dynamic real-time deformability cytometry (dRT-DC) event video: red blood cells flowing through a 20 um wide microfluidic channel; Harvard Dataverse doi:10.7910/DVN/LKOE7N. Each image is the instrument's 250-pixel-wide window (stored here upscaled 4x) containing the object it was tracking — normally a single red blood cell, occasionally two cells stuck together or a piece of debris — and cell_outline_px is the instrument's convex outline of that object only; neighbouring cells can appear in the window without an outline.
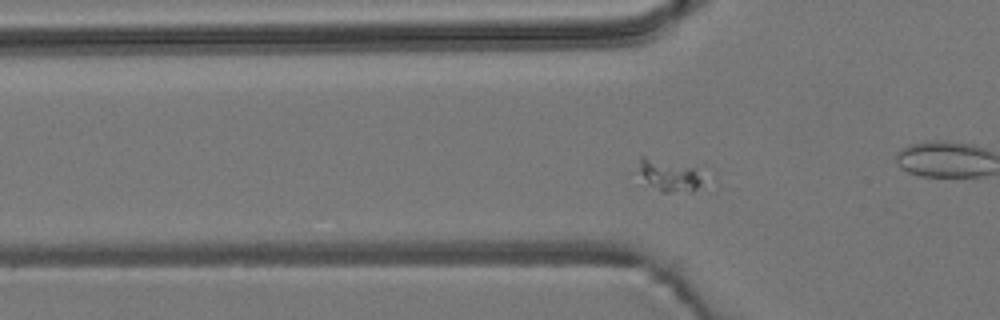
{"species": "common noctule bat (a hibernating species)", "species_latin": "Nyctalus noctula", "temperature_condition": "room temperature", "stored_images_in_passage": 43, "camera_frame_rate_fps": 3000, "um_per_image_px": 0.085, "animal": {"sex": "male", "body_mass_g": 19.2, "forearm_length_mm": 51.8}, "frame": {"image": 1, "passage_image": 5, "time_ms": 1.333, "image_size_px": [1000, 320], "cell_outline_px": [[700, 184], [692, 192], [660, 192], [640, 172], [640, 156], [644, 156], [696, 168], [700, 180]], "centroid_in_image_um": [56.9, 14.91], "position_along_channel_um": 68.9, "area_um2": 11.16}}
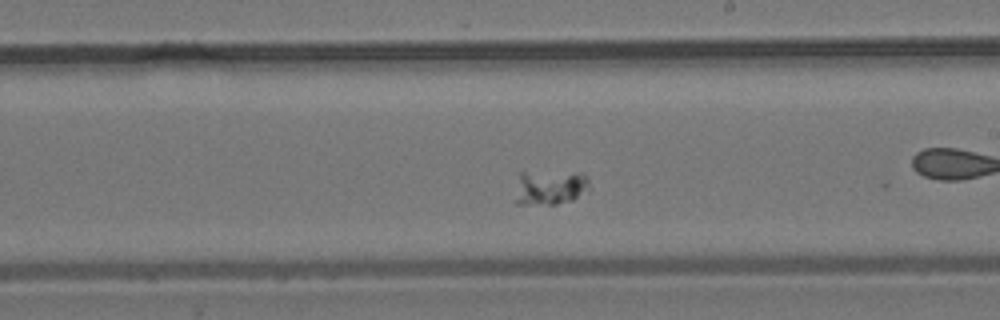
{"frame": {"image": 2, "passage_image": 19, "time_ms": 6.0, "image_size_px": [1000, 320], "cell_outline_px": [[588, 188], [572, 200], [556, 204], [516, 204], [516, 200], [520, 172], [580, 172], [588, 176]], "centroid_in_image_um": [46.76, 15.92], "position_along_channel_um": 242.2, "area_um2": 14.74}}
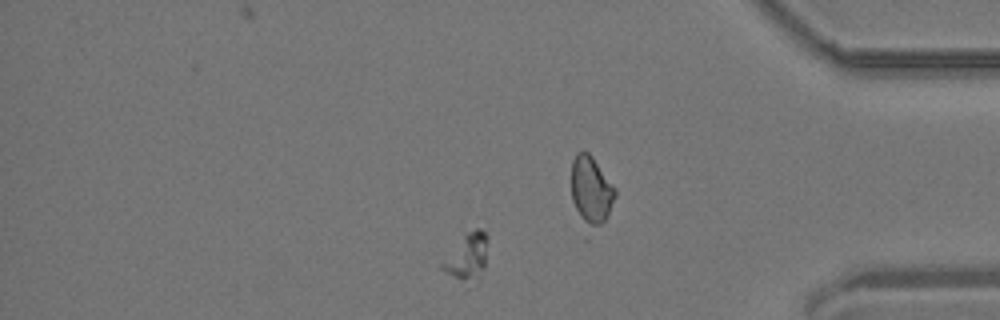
{"frame": {"image": 3, "passage_image": 34, "time_ms": 11.0, "image_size_px": [1000, 320], "cell_outline_px": [[488, 236], [484, 268], [480, 276], [464, 292], [440, 268], [440, 264], [464, 232], [476, 228], [480, 228]], "centroid_in_image_um": [39.65, 21.98], "position_along_channel_um": 395.5, "area_um2": 13.58}}